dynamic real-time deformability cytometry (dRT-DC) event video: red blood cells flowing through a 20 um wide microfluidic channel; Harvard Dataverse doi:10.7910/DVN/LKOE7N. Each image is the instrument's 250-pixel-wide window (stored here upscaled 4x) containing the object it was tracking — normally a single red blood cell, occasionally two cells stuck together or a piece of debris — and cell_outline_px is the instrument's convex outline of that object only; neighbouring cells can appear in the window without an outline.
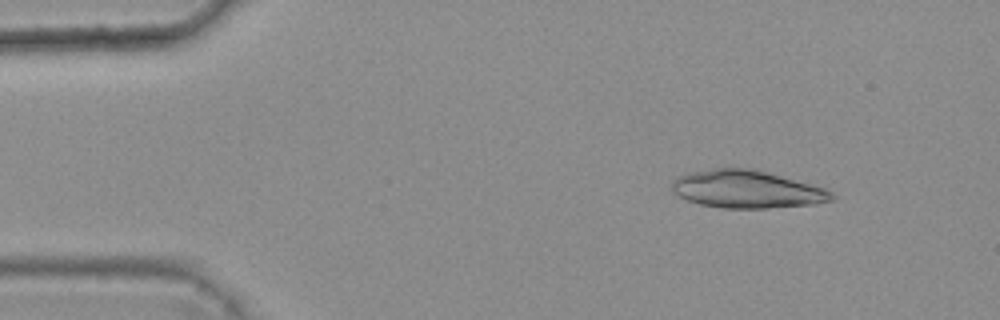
{"species": "common noctule bat (a hibernating species)", "species_latin": "Nyctalus noctula", "temperature_condition": "warm", "stored_images_in_passage": 4, "camera_frame_rate_fps": 3000, "um_per_image_px": 0.085, "animal": {"sex": "female", "body_mass_g": 25.1}, "frame": {"image": 1, "passage_image": 2, "time_ms": 0.333, "image_size_px": [1000, 320], "cell_outline_px": [[836, 196], [832, 200], [816, 204], [768, 208], [724, 208], [700, 204], [688, 200], [672, 192], [672, 180], [676, 176], [692, 172], [716, 168], [752, 168], [824, 188], [832, 192]], "centroid_in_image_um": [63.47, 16.09], "position_along_channel_um": 21.5, "area_um2": 34.91}}